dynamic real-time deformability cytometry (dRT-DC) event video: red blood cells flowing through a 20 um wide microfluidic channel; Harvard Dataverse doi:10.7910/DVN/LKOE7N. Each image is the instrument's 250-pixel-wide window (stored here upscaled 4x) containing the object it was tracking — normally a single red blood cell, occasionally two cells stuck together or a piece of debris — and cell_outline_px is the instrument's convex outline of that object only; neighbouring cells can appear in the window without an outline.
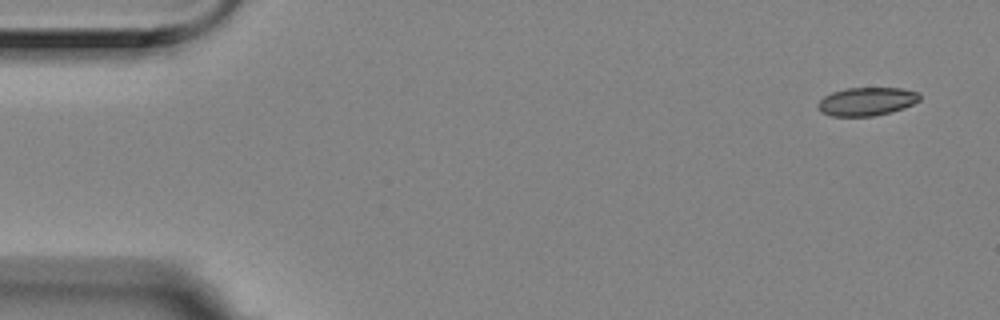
{"species": "Egyptian fruit bat (a non-hibernating species)", "species_latin": "Rousettus aegyptiacus", "temperature_condition": "room temperature", "stored_images_in_passage": 5, "camera_frame_rate_fps": 3000, "um_per_image_px": 0.085, "animal": {"sex": "female"}, "frame": {"image": 1, "passage_image": 1, "time_ms": 0.0, "image_size_px": [1000, 320], "cell_outline_px": [[920, 100], [904, 108], [892, 112], [872, 116], [832, 116], [820, 112], [816, 104], [824, 96], [832, 92], [848, 88], [900, 88], [916, 92], [920, 96]], "centroid_in_image_um": [73.64, 8.63], "position_along_channel_um": 11.4, "area_um2": 16.76}}